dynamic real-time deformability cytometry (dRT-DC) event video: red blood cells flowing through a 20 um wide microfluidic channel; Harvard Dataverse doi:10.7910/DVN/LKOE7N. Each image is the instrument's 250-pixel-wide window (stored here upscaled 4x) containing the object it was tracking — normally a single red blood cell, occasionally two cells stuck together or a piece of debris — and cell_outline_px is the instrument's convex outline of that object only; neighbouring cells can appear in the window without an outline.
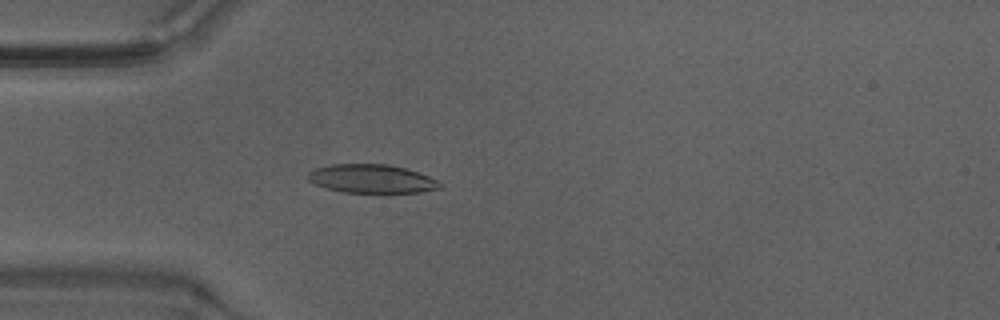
{"species": "Egyptian fruit bat (a non-hibernating species)", "species_latin": "Rousettus aegyptiacus", "temperature_condition": "warm", "stored_images_in_passage": 50, "camera_frame_rate_fps": 3000, "um_per_image_px": 0.085, "animal": {"sex": "male"}, "frame": {"image": 1, "passage_image": 15, "time_ms": 4.667, "image_size_px": [1000, 320], "cell_outline_px": [[432, 188], [416, 192], [348, 192], [332, 188], [320, 184], [312, 180], [312, 172], [320, 168], [340, 164], [380, 164], [404, 168], [416, 172], [432, 180]], "centroid_in_image_um": [31.55, 15.18], "position_along_channel_um": 53.5, "area_um2": 19.83}}
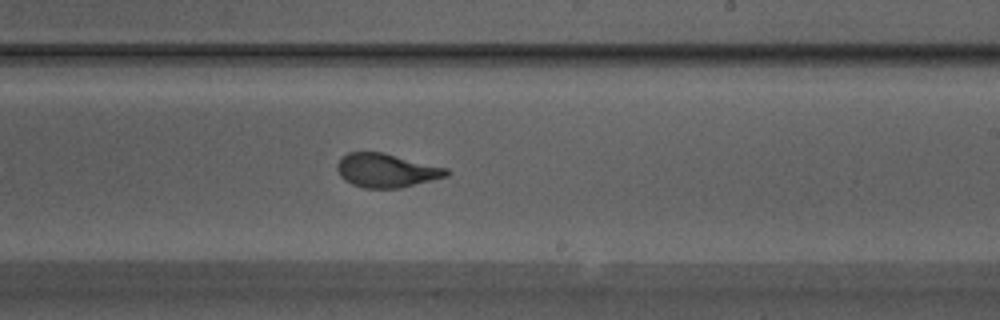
{"frame": {"image": 2, "passage_image": 30, "time_ms": 9.667, "image_size_px": [1000, 320], "cell_outline_px": [[448, 172], [444, 176], [392, 188], [368, 188], [356, 184], [348, 180], [340, 172], [340, 160], [344, 156], [352, 152], [380, 152], [444, 168]], "centroid_in_image_um": [32.81, 14.47], "position_along_channel_um": 256.2, "area_um2": 19.71}}
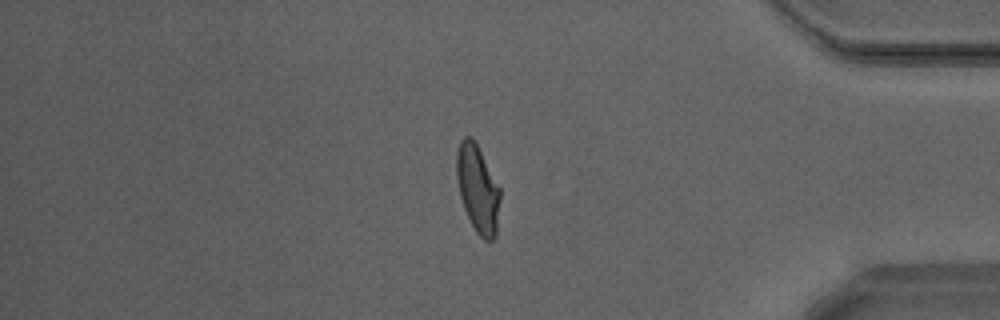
{"frame": {"image": 3, "passage_image": 42, "time_ms": 13.667, "image_size_px": [1000, 320], "cell_outline_px": [[500, 196], [496, 232], [492, 240], [488, 240], [480, 236], [472, 224], [468, 216], [460, 192], [456, 172], [456, 160], [460, 144], [468, 136], [476, 144], [500, 188]], "centroid_in_image_um": [40.63, 16.08], "position_along_channel_um": 394.6, "area_um2": 21.04}, "authors_computed_cell_mechanics": {"area_um2": 19.7387, "velocity_mm_per_s": 4.2112, "shape_relaxation_time_tau1_ms": 4.5039, "shape_relaxation_time_tau2_ms": 0.9941, "deformation_change_tau1": 0.1817, "deformation_change_tau2": 0.0766}}